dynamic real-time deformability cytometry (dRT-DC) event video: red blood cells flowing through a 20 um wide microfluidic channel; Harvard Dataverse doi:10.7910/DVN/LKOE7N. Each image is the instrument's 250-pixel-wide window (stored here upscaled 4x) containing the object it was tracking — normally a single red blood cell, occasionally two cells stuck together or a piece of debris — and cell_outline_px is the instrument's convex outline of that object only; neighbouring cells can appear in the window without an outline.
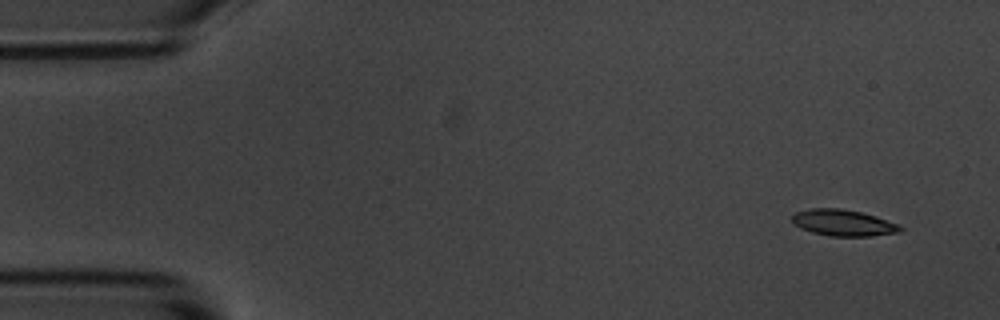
{"species": "common noctule bat (a hibernating species)", "species_latin": "Nyctalus noctula", "temperature_condition": "room temperature", "stored_images_in_passage": 5, "camera_frame_rate_fps": 3000, "um_per_image_px": 0.085, "animal": {"sex": "male", "body_mass_g": 20.1, "forearm_length_mm": 53.5}, "frame": {"image": 1, "passage_image": 1, "time_ms": 0.0, "image_size_px": [1000, 320], "cell_outline_px": [[904, 228], [900, 232], [872, 236], [832, 236], [812, 232], [800, 228], [792, 220], [792, 216], [796, 212], [812, 208], [840, 208], [860, 212], [876, 216], [900, 224]], "centroid_in_image_um": [71.72, 18.94], "position_along_channel_um": 13.3, "area_um2": 16.59}}
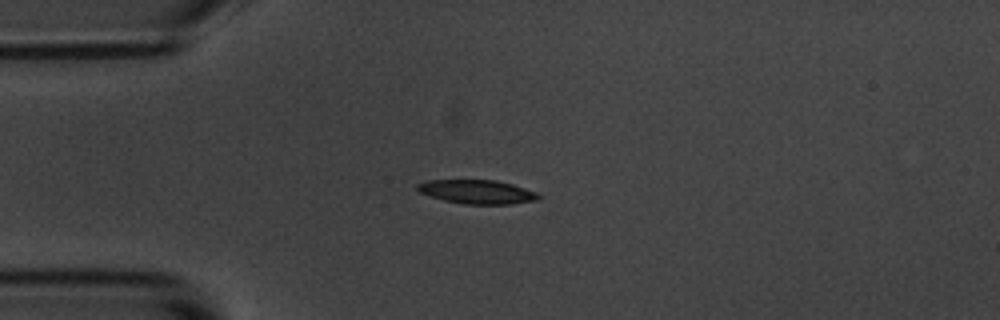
{"frame": {"image": 2, "passage_image": 4, "time_ms": 1.0, "image_size_px": [1000, 320], "cell_outline_px": [[540, 196], [536, 200], [512, 204], [464, 204], [444, 200], [420, 192], [416, 188], [416, 184], [428, 180], [496, 180], [512, 184], [536, 192]], "centroid_in_image_um": [40.55, 16.3], "position_along_channel_um": 44.5, "area_um2": 16.7}}
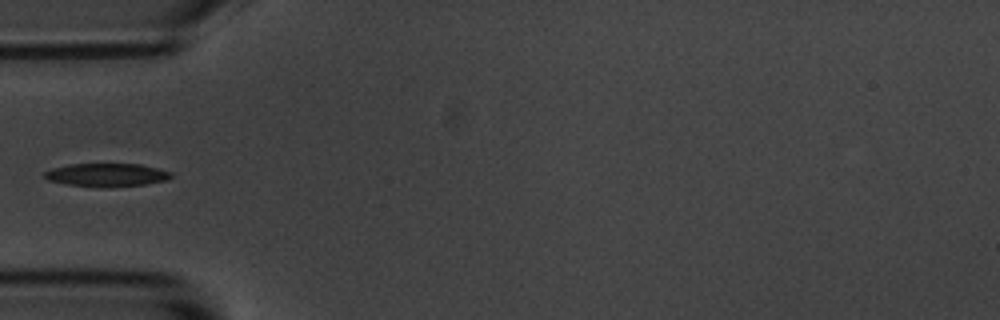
{"frame": {"image": 3, "passage_image": 5, "time_ms": 1.333, "image_size_px": [1000, 320], "cell_outline_px": [[172, 176], [168, 180], [144, 184], [96, 188], [68, 184], [48, 180], [44, 176], [44, 172], [52, 168], [68, 164], [140, 164], [172, 172]], "centroid_in_image_um": [9.06, 14.87], "position_along_channel_um": 75.9, "area_um2": 17.11}}